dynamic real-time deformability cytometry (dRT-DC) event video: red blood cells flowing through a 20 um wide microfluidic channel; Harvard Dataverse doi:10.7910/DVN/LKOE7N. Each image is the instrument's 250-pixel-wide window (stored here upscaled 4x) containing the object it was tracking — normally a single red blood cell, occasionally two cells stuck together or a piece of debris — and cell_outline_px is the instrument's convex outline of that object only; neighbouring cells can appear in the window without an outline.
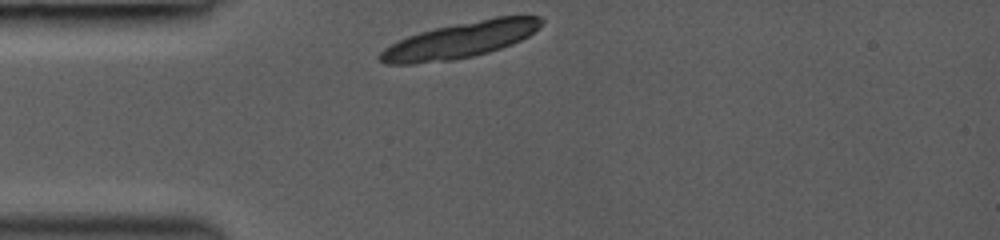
{"species": "common noctule bat (a hibernating species)", "species_latin": "Nyctalus noctula", "temperature_condition": "room temperature", "stored_images_in_passage": 3, "camera_frame_rate_fps": 3000, "um_per_image_px": 0.085, "animal": {"sex": "female", "body_mass_g": 19.0, "forearm_length_mm": 53.3}, "frame": {"image": 1, "passage_image": 1, "time_ms": 0.0, "image_size_px": [1000, 240], "cell_outline_px": [[544, 20], [528, 36], [512, 44], [488, 52], [472, 56], [452, 60], [412, 64], [384, 64], [376, 56], [384, 48], [408, 36], [420, 32], [436, 28], [496, 16], [540, 16]], "centroid_in_image_um": [39.09, 3.42], "position_along_channel_um": 45.9, "area_um2": 33.29}}